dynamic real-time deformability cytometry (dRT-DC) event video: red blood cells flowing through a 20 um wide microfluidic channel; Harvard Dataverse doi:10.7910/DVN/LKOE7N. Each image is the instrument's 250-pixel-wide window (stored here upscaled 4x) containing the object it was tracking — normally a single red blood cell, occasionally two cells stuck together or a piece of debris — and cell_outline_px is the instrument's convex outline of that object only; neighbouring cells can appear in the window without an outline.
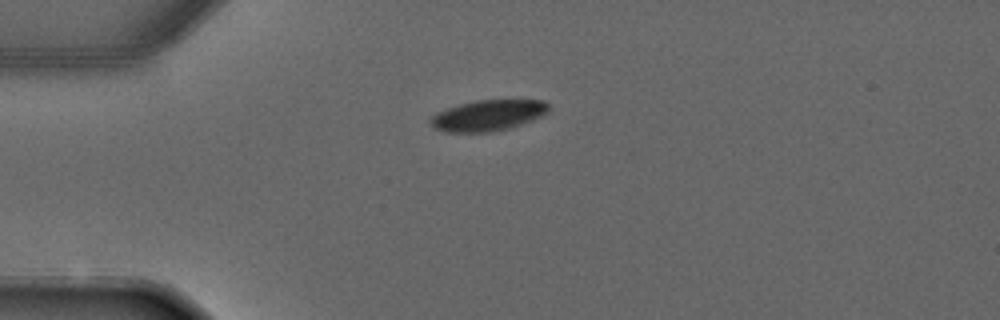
{"species": "common noctule bat (a hibernating species)", "species_latin": "Nyctalus noctula", "temperature_condition": "warm", "stored_images_in_passage": 2, "camera_frame_rate_fps": 3000, "um_per_image_px": 0.085, "animal": {"sex": "male", "forearm_length_mm": 52.5}, "frame": {"image": 1, "passage_image": 2, "time_ms": 1.333, "image_size_px": [1000, 320], "cell_outline_px": [[548, 112], [532, 120], [508, 128], [492, 132], [444, 132], [436, 128], [428, 120], [436, 112], [460, 104], [476, 100], [544, 100], [548, 104]], "centroid_in_image_um": [41.46, 9.81], "position_along_channel_um": 43.5, "area_um2": 21.1}}